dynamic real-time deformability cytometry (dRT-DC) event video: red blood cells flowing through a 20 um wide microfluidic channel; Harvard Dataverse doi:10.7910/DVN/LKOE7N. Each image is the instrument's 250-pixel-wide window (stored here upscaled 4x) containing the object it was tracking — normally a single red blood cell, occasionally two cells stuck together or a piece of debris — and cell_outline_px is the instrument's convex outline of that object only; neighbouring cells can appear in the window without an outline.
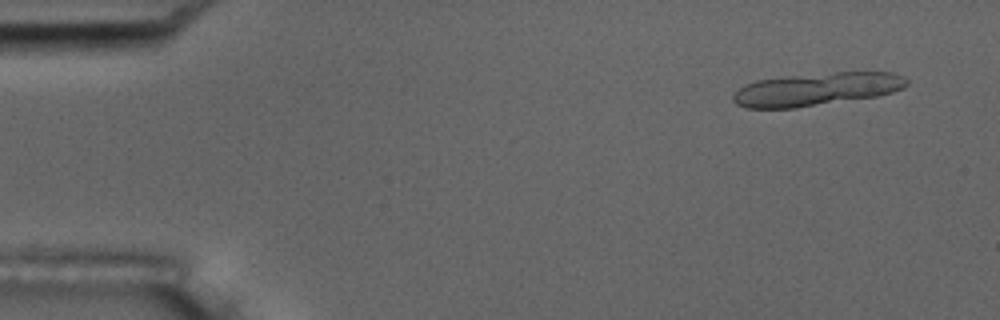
{"species": "common noctule bat (a hibernating species)", "species_latin": "Nyctalus noctula", "temperature_condition": "room temperature", "stored_images_in_passage": 4, "camera_frame_rate_fps": 3000, "um_per_image_px": 0.085, "animal": {"sex": "male", "body_mass_g": 17.5, "forearm_length_mm": 52.3}, "frame": {"image": 1, "passage_image": 4, "time_ms": 1.0, "image_size_px": [1000, 320], "cell_outline_px": [[908, 84], [904, 88], [892, 92], [876, 96], [796, 108], [748, 108], [736, 104], [732, 100], [732, 96], [744, 84], [756, 80], [784, 76], [836, 72], [892, 72], [904, 76], [908, 80]], "centroid_in_image_um": [69.4, 7.58], "position_along_channel_um": 15.6, "area_um2": 33.41}}